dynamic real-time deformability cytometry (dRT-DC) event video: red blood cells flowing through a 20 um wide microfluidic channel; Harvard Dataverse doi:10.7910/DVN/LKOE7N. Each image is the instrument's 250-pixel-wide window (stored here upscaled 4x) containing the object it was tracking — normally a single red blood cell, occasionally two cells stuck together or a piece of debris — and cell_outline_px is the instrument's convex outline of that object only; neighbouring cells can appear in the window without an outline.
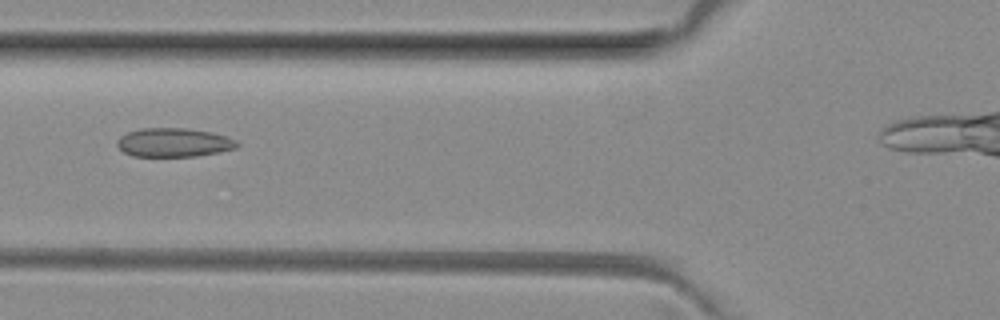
{"species": "common noctule bat (a hibernating species)", "species_latin": "Nyctalus noctula", "temperature_condition": "room temperature", "stored_images_in_passage": 35, "camera_frame_rate_fps": 3000, "um_per_image_px": 0.085, "animal": {"sex": "female", "body_mass_g": 29.2, "forearm_length_mm": 56.3}, "frame": {"image": 1, "passage_image": 10, "time_ms": 3.0, "image_size_px": [1000, 320], "cell_outline_px": [[240, 144], [236, 148], [220, 152], [196, 156], [132, 156], [124, 152], [116, 144], [116, 140], [120, 136], [128, 132], [140, 128], [184, 128], [212, 132], [228, 136], [236, 140]], "centroid_in_image_um": [14.78, 12.11], "position_along_channel_um": 111.0, "area_um2": 20.29}}
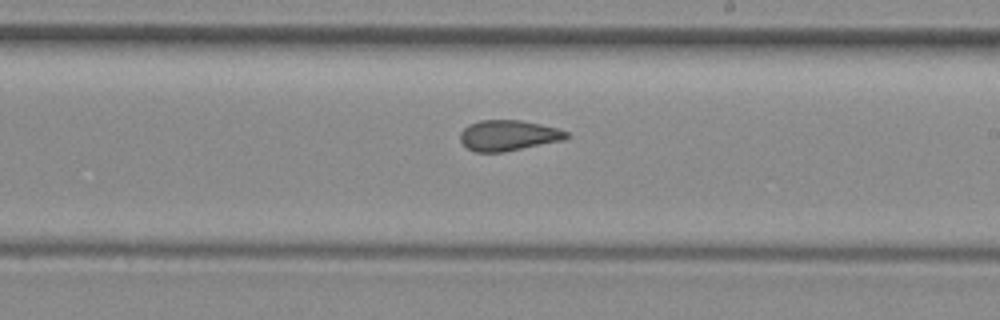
{"frame": {"image": 2, "passage_image": 20, "time_ms": 6.333, "image_size_px": [1000, 320], "cell_outline_px": [[572, 136], [564, 140], [504, 152], [476, 152], [468, 148], [460, 140], [460, 132], [468, 124], [480, 120], [520, 120], [540, 124], [556, 128], [568, 132]], "centroid_in_image_um": [43.22, 11.51], "position_along_channel_um": 245.8, "area_um2": 19.02}}
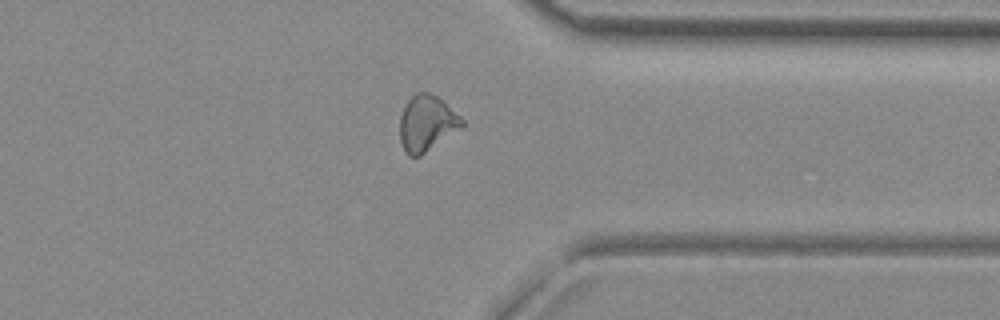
{"frame": {"image": 3, "passage_image": 30, "time_ms": 9.667, "image_size_px": [1000, 320], "cell_outline_px": [[464, 124], [420, 156], [408, 156], [400, 140], [400, 116], [408, 100], [416, 92], [428, 92], [436, 96], [460, 116], [464, 120]], "centroid_in_image_um": [36.24, 10.47], "position_along_channel_um": 375.2, "area_um2": 19.59}, "authors_computed_cell_mechanics": {"area_um2": 19.7676, "velocity_mm_per_s": 4.0396, "shape_relaxation_time_tau1_ms": null, "shape_relaxation_time_tau2_ms": 1.7816, "deformation_change_tau1": null, "deformation_change_tau2": 0.0706}}